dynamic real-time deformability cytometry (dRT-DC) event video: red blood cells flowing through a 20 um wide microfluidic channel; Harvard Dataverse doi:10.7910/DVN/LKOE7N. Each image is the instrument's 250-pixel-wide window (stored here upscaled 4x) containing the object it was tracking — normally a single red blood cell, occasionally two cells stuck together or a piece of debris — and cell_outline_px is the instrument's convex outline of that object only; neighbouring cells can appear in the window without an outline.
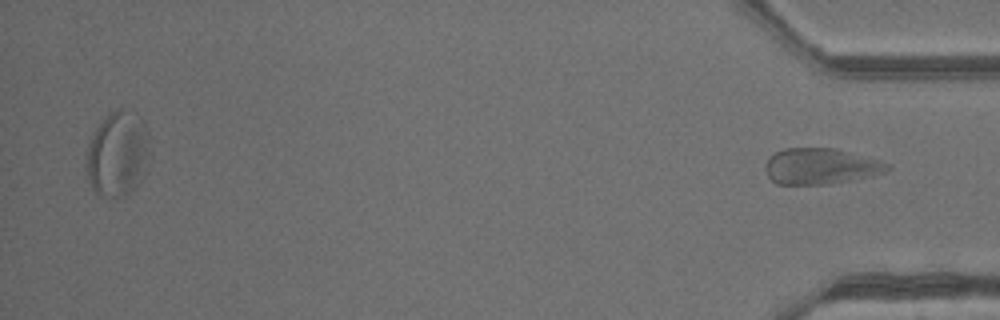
{"species": "common noctule bat (a hibernating species)", "species_latin": "Nyctalus noctula", "temperature_condition": "warm", "stored_images_in_passage": 42, "segment_of_instrument_passage": [2, 2], "camera_frame_rate_fps": 3000, "um_per_image_px": 0.085, "animal": {"sex": "male", "body_mass_g": 13.3}, "frame": {"image": 1, "passage_image": 42, "time_ms": 13.667, "image_size_px": [1000, 320], "cell_outline_px": [[892, 168], [884, 172], [872, 176], [852, 180], [828, 184], [776, 184], [768, 176], [764, 168], [764, 164], [776, 152], [784, 148], [836, 148], [876, 160], [888, 164]], "centroid_in_image_um": [69.73, 14.14], "position_along_channel_um": 365.5, "area_um2": 25.37}}